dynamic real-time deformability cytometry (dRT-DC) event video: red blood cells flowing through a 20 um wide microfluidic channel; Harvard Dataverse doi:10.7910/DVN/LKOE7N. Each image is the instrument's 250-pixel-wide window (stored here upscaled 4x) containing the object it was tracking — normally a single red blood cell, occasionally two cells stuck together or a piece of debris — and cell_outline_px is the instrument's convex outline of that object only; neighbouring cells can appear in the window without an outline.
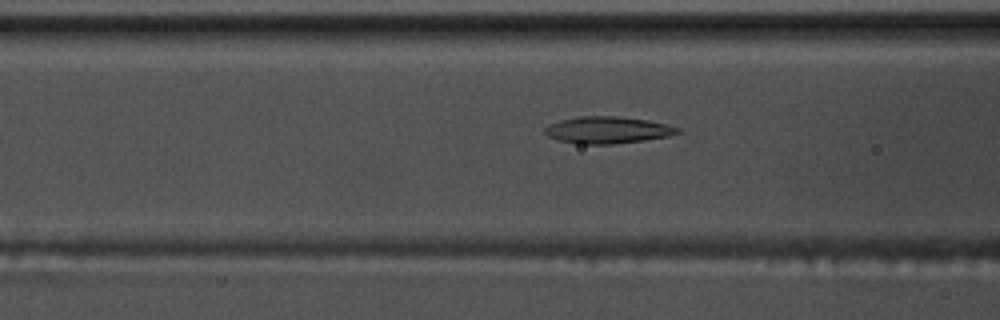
{"species": "common noctule bat (a hibernating species)", "species_latin": "Nyctalus noctula", "temperature_condition": "warm", "stored_images_in_passage": 55, "camera_frame_rate_fps": 3000, "um_per_image_px": 0.085, "animal": {"sex": "male", "body_mass_g": 17.5, "forearm_length_mm": 52.3}, "frame": {"image": 1, "passage_image": 22, "time_ms": 7.0, "image_size_px": [1000, 320], "cell_outline_px": [[684, 132], [668, 136], [644, 140], [612, 144], [580, 144], [556, 140], [548, 136], [544, 132], [544, 128], [548, 124], [560, 120], [580, 116], [616, 116], [648, 120], [680, 128]], "centroid_in_image_um": [51.63, 11.05], "position_along_channel_um": 115.0, "area_um2": 20.87}}
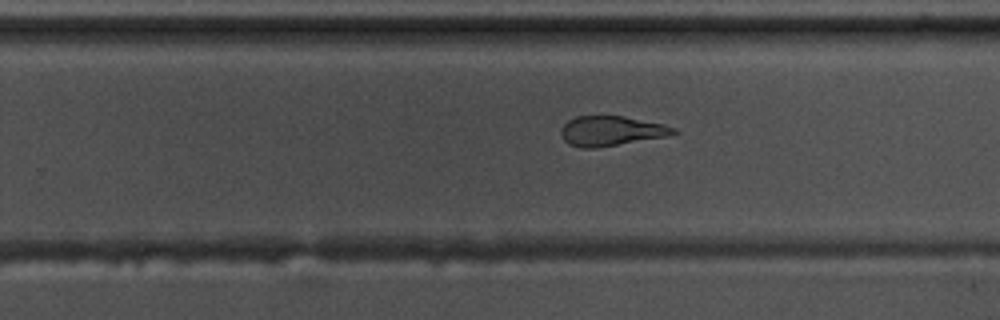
{"frame": {"image": 2, "passage_image": 35, "time_ms": 11.333, "image_size_px": [1000, 320], "cell_outline_px": [[680, 132], [668, 136], [596, 148], [580, 148], [568, 144], [564, 140], [560, 132], [560, 128], [568, 120], [576, 116], [624, 116], [664, 124], [676, 128]], "centroid_in_image_um": [51.95, 11.13], "position_along_channel_um": 277.8, "area_um2": 19.71}}
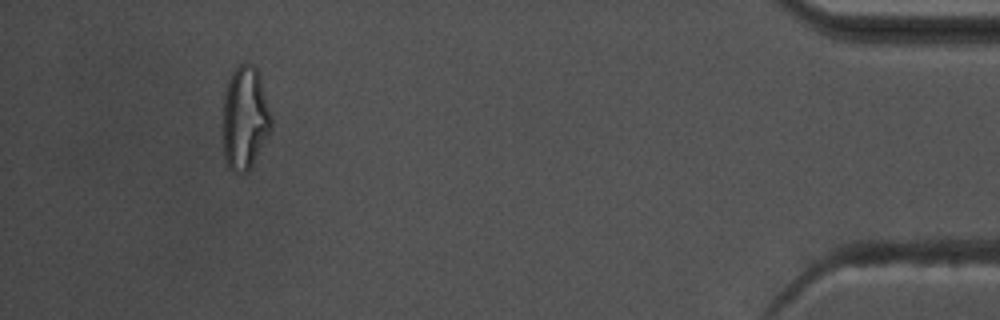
{"frame": {"image": 3, "passage_image": 51, "time_ms": 16.667, "image_size_px": [1000, 320], "cell_outline_px": [[272, 128], [248, 172], [232, 172], [228, 168], [224, 160], [224, 92], [228, 80], [232, 72], [244, 60], [252, 64], [260, 72], [272, 120]], "centroid_in_image_um": [20.82, 10.0], "position_along_channel_um": 414.4, "area_um2": 29.3}, "authors_computed_cell_mechanics": {"area_um2": 21.0392, "velocity_mm_per_s": 3.7738, "shape_relaxation_time_tau1_ms": null, "shape_relaxation_time_tau2_ms": 2.5185, "deformation_change_tau1": null, "deformation_change_tau2": 0.1261}}